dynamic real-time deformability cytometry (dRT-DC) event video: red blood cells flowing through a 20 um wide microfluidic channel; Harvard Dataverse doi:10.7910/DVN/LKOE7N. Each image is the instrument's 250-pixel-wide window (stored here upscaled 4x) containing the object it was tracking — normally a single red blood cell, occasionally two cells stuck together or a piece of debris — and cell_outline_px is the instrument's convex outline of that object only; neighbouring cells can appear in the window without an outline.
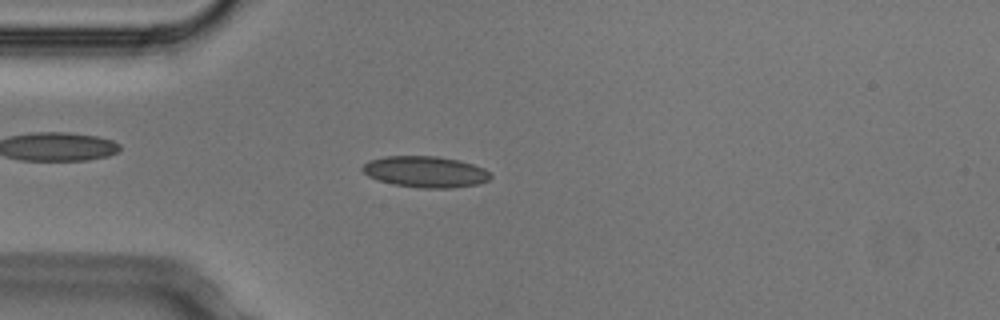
{"species": "Egyptian fruit bat (a non-hibernating species)", "species_latin": "Rousettus aegyptiacus", "temperature_condition": "cold", "stored_images_in_passage": 5, "camera_frame_rate_fps": 3000, "um_per_image_px": 0.085, "animal": {"sex": "male"}, "frame": {"image": 1, "passage_image": 4, "time_ms": 1.0, "image_size_px": [1000, 320], "cell_outline_px": [[492, 176], [488, 180], [480, 184], [452, 188], [420, 188], [392, 184], [376, 180], [368, 176], [360, 168], [368, 160], [384, 156], [440, 156], [460, 160], [484, 168]], "centroid_in_image_um": [36.14, 14.6], "position_along_channel_um": 48.9, "area_um2": 23.58}}